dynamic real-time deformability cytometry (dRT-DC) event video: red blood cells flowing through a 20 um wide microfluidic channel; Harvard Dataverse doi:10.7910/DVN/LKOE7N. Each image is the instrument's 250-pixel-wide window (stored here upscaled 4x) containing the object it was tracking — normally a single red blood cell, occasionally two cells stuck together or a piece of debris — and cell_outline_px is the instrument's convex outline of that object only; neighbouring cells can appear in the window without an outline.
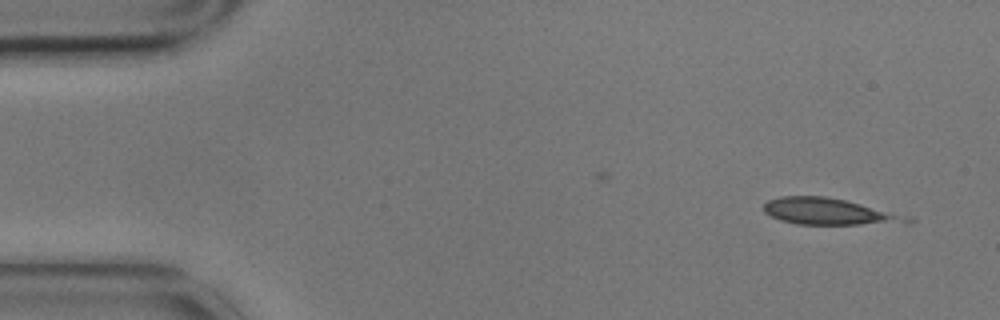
{"species": "common noctule bat (a hibernating species)", "species_latin": "Nyctalus noctula", "temperature_condition": "cold", "stored_images_in_passage": 2, "camera_frame_rate_fps": 3000, "um_per_image_px": 0.085, "animal": {"sex": "male", "body_mass_g": 17.9}, "frame": {"image": 1, "passage_image": 2, "time_ms": 0.333, "image_size_px": [1000, 320], "cell_outline_px": [[916, 220], [908, 224], [796, 224], [780, 220], [764, 212], [764, 204], [768, 200], [780, 196], [824, 196], [844, 200], [912, 216]], "centroid_in_image_um": [70.55, 18.0], "position_along_channel_um": 14.4, "area_um2": 22.31}}